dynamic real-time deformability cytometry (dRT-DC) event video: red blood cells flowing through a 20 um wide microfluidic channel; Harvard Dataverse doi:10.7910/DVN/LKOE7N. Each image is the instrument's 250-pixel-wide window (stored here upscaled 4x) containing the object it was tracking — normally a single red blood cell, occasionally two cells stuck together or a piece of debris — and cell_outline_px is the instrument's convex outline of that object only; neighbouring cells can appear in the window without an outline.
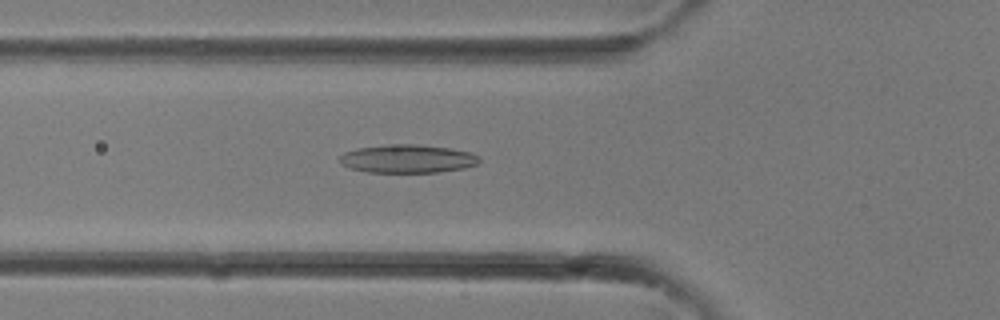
{"species": "common noctule bat (a hibernating species)", "species_latin": "Nyctalus noctula", "temperature_condition": "room temperature", "stored_images_in_passage": 33, "camera_frame_rate_fps": 3000, "um_per_image_px": 0.085, "animal": {"sex": "female"}, "frame": {"image": 1, "passage_image": 12, "time_ms": 3.667, "image_size_px": [1000, 320], "cell_outline_px": [[480, 160], [476, 164], [464, 168], [436, 172], [368, 172], [352, 168], [340, 164], [340, 156], [344, 152], [356, 148], [388, 144], [412, 144], [452, 148], [472, 152], [480, 156]], "centroid_in_image_um": [34.65, 13.48], "position_along_channel_um": 91.1, "area_um2": 23.06}}
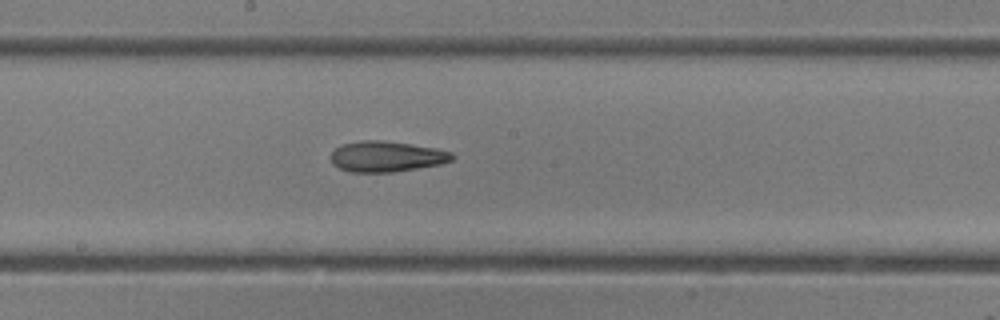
{"frame": {"image": 2, "passage_image": 18, "time_ms": 5.667, "image_size_px": [1000, 320], "cell_outline_px": [[456, 156], [452, 160], [440, 164], [392, 172], [352, 172], [340, 168], [332, 164], [332, 152], [340, 144], [360, 140], [384, 140], [436, 148], [452, 152]], "centroid_in_image_um": [32.86, 13.29], "position_along_channel_um": 215.3, "area_um2": 21.68}}
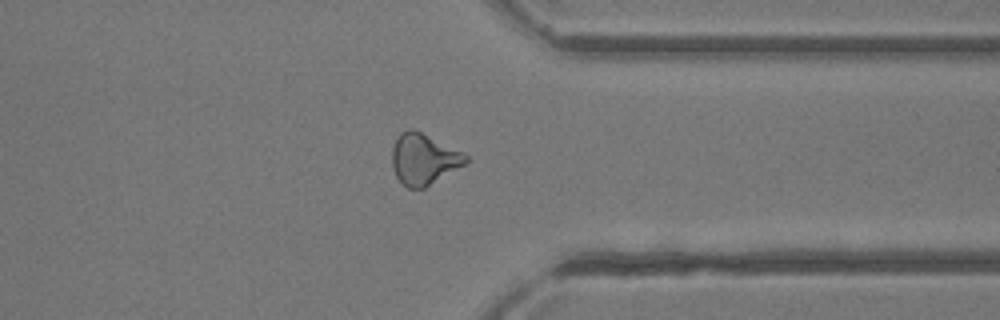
{"frame": {"image": 3, "passage_image": 26, "time_ms": 8.333, "image_size_px": [1000, 320], "cell_outline_px": [[468, 160], [464, 164], [424, 188], [408, 188], [396, 176], [392, 168], [392, 148], [400, 132], [408, 128], [412, 128], [464, 152], [468, 156]], "centroid_in_image_um": [36.0, 13.5], "position_along_channel_um": 375.4, "area_um2": 21.68}}